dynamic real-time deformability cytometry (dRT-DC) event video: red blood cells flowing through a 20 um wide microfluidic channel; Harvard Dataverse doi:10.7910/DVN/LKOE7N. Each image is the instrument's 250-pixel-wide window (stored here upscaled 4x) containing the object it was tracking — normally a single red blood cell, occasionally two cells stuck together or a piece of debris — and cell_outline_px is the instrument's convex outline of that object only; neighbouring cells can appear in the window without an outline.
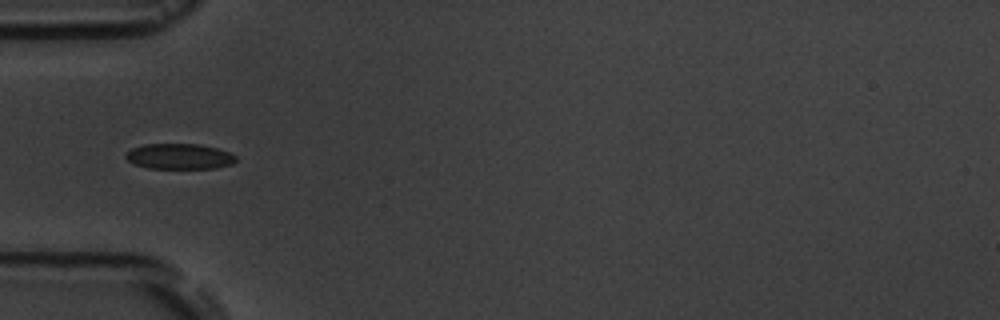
{"species": "common noctule bat (a hibernating species)", "species_latin": "Nyctalus noctula", "temperature_condition": "room temperature", "stored_images_in_passage": 12, "camera_frame_rate_fps": 3000, "um_per_image_px": 0.085, "animal": {"sex": "male", "body_mass_g": 19.5, "forearm_length_mm": 54.6}, "frame": {"image": 1, "passage_image": 4, "time_ms": 4.333, "image_size_px": [1000, 320], "cell_outline_px": [[236, 160], [232, 164], [216, 168], [148, 168], [132, 164], [124, 156], [132, 148], [144, 144], [200, 144], [216, 148], [228, 152], [236, 156]], "centroid_in_image_um": [15.23, 13.29], "position_along_channel_um": 69.8, "area_um2": 16.36}}
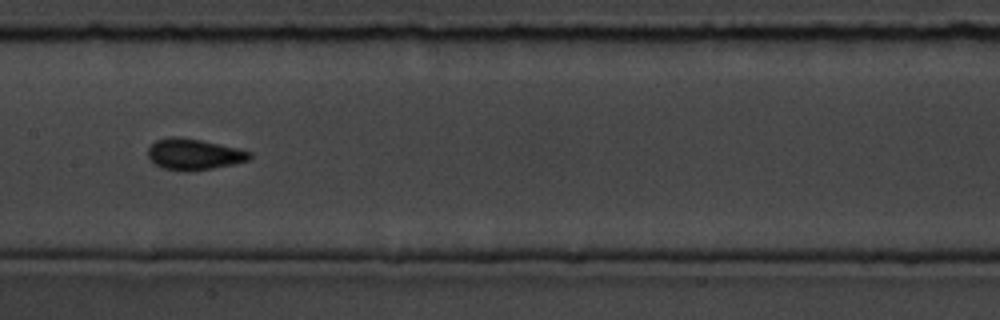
{"frame": {"image": 2, "passage_image": 7, "time_ms": 7.667, "image_size_px": [1000, 320], "cell_outline_px": [[252, 156], [248, 160], [232, 164], [212, 168], [188, 172], [184, 172], [164, 168], [156, 164], [148, 156], [148, 148], [156, 140], [172, 136], [176, 136], [200, 140], [240, 148], [252, 152]], "centroid_in_image_um": [16.5, 13.11], "position_along_channel_um": 190.9, "area_um2": 18.38}}
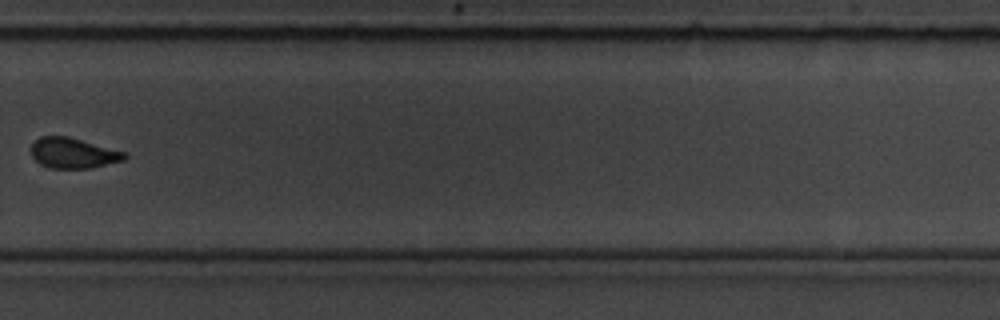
{"frame": {"image": 3, "passage_image": 10, "time_ms": 11.333, "image_size_px": [1000, 320], "cell_outline_px": [[128, 156], [124, 160], [92, 168], [52, 168], [40, 164], [32, 156], [32, 144], [40, 136], [68, 136], [128, 152]], "centroid_in_image_um": [6.27, 13.01], "position_along_channel_um": 323.5, "area_um2": 16.65}, "authors_computed_cell_mechanics": {"area_um2": 17.1377, "velocity_mm_per_s": 3.6271, "shape_relaxation_time_tau1_ms": 4.4163, "shape_relaxation_time_tau2_ms": null, "deformation_change_tau1": 0.0873, "deformation_change_tau2": null}}